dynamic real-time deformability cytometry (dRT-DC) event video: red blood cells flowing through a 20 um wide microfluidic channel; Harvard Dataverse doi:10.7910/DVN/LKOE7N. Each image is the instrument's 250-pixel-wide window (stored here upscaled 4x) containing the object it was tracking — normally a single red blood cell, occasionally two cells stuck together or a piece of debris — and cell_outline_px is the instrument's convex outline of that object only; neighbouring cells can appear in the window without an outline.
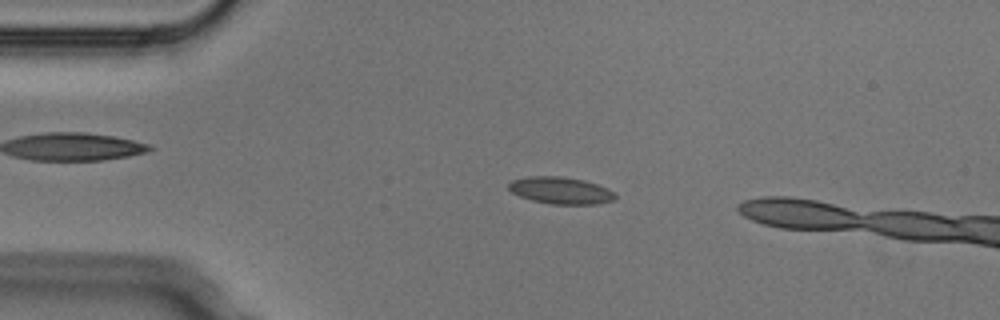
{"species": "Egyptian fruit bat (a non-hibernating species)", "species_latin": "Rousettus aegyptiacus", "temperature_condition": "cold", "stored_images_in_passage": 3, "camera_frame_rate_fps": 3000, "um_per_image_px": 0.085, "animal": {"sex": "male"}, "frame": {"image": 1, "passage_image": 2, "time_ms": 0.333, "image_size_px": [1000, 320], "cell_outline_px": [[616, 196], [612, 200], [596, 204], [552, 204], [532, 200], [520, 196], [512, 192], [508, 188], [508, 184], [512, 180], [528, 176], [560, 176], [584, 180], [608, 188], [616, 192]], "centroid_in_image_um": [47.66, 16.18], "position_along_channel_um": 37.3, "area_um2": 16.7}}